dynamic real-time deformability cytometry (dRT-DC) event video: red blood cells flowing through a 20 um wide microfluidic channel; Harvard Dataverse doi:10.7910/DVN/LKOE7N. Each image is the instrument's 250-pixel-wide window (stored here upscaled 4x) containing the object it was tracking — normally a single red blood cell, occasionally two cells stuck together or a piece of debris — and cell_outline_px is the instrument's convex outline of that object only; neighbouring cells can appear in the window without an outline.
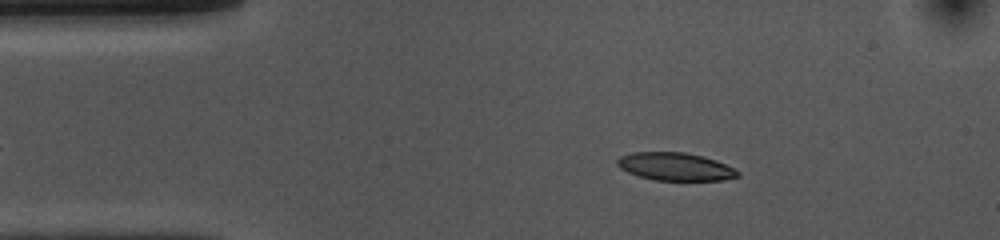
{"species": "common noctule bat (a hibernating species)", "species_latin": "Nyctalus noctula", "temperature_condition": "cold", "stored_images_in_passage": 51, "camera_frame_rate_fps": 3000, "um_per_image_px": 0.085, "animal": {"sex": "female", "body_mass_g": 10.0, "forearm_length_mm": 53.1}, "frame": {"image": 1, "passage_image": 7, "time_ms": 2.0, "image_size_px": [1000, 240], "cell_outline_px": [[740, 176], [724, 180], [656, 180], [640, 176], [628, 172], [620, 168], [616, 164], [616, 160], [620, 156], [632, 152], [684, 152], [704, 156], [716, 160], [740, 172]], "centroid_in_image_um": [57.39, 14.15], "position_along_channel_um": 27.6, "area_um2": 19.54}}
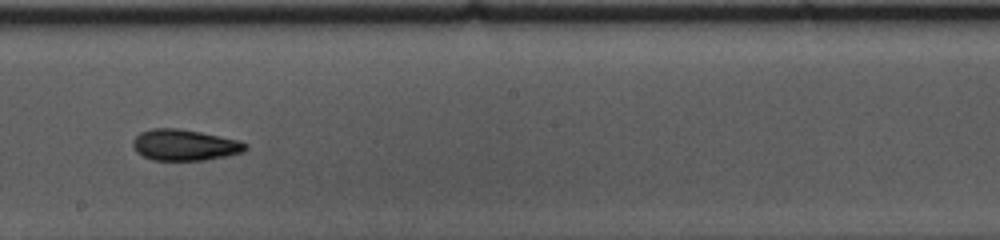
{"frame": {"image": 2, "passage_image": 27, "time_ms": 8.667, "image_size_px": [1000, 240], "cell_outline_px": [[248, 148], [244, 152], [204, 160], [152, 160], [136, 152], [132, 148], [132, 140], [140, 132], [152, 128], [180, 128], [240, 140], [248, 144]], "centroid_in_image_um": [15.68, 12.32], "position_along_channel_um": 232.5, "area_um2": 20.58}}
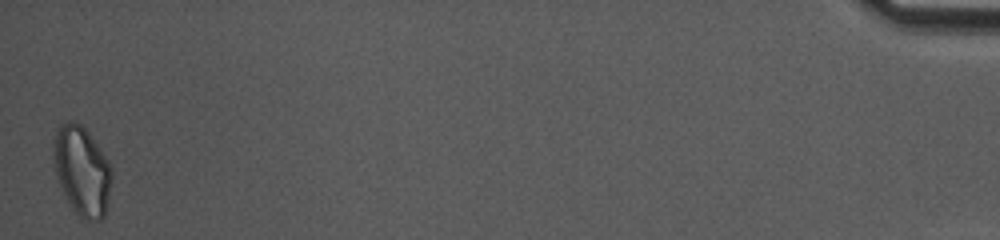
{"frame": {"image": 3, "passage_image": 51, "time_ms": 16.667, "image_size_px": [1000, 240], "cell_outline_px": [[112, 180], [108, 200], [104, 216], [100, 220], [84, 220], [72, 208], [60, 184], [52, 160], [52, 140], [56, 128], [60, 124], [68, 120], [72, 120], [80, 124], [88, 132], [112, 164]], "centroid_in_image_um": [6.96, 14.47], "position_along_channel_um": 428.2, "area_um2": 30.58}, "authors_computed_cell_mechanics": {"area_um2": 20.519, "velocity_mm_per_s": 3.7027, "shape_relaxation_time_tau1_ms": 8.2083, "shape_relaxation_time_tau2_ms": 5.2832, "deformation_change_tau1": 0.182, "deformation_change_tau2": 0.1273}}